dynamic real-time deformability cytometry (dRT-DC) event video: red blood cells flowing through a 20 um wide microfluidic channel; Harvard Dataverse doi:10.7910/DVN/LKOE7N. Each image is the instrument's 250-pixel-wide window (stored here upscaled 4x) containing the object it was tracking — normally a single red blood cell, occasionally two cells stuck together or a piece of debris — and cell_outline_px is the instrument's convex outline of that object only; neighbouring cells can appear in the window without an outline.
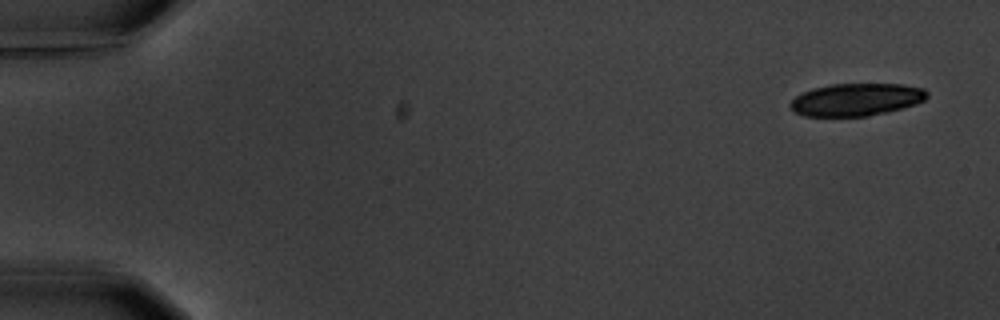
{"species": "common noctule bat (a hibernating species)", "species_latin": "Nyctalus noctula", "temperature_condition": "warm", "stored_images_in_passage": 6, "segment_of_instrument_passage": [1, 2], "camera_frame_rate_fps": 3000, "um_per_image_px": 0.085, "animal": {"sex": "male", "body_mass_g": 20.1, "forearm_length_mm": 53.5}, "frame": {"image": 1, "passage_image": 1, "time_ms": 0.0, "image_size_px": [1000, 320], "cell_outline_px": [[928, 96], [924, 100], [916, 104], [888, 112], [868, 116], [804, 116], [796, 112], [788, 104], [796, 96], [812, 88], [832, 84], [904, 84], [924, 88], [928, 92]], "centroid_in_image_um": [72.82, 8.46], "position_along_channel_um": 12.2, "area_um2": 25.95}}